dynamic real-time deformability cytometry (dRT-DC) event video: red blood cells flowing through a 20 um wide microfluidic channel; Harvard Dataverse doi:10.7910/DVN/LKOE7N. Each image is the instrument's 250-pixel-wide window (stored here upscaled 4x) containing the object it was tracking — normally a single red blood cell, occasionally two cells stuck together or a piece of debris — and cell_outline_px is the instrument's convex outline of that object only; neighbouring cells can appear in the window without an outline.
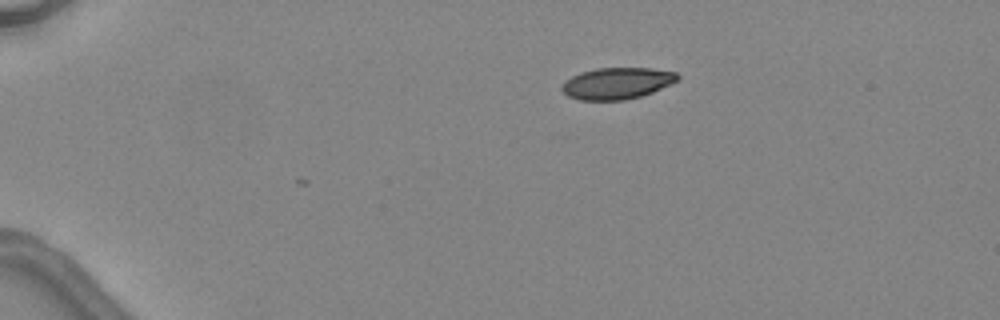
{"species": "common noctule bat (a hibernating species)", "species_latin": "Nyctalus noctula", "temperature_condition": "warm", "stored_images_in_passage": 2, "camera_frame_rate_fps": 3000, "um_per_image_px": 0.085, "animal": {"sex": "female", "body_mass_g": 24.6, "forearm_length_mm": 56.2}, "frame": {"image": 1, "passage_image": 2, "time_ms": 1.0, "image_size_px": [1000, 320], "cell_outline_px": [[680, 76], [676, 80], [652, 92], [640, 96], [624, 100], [580, 100], [568, 96], [560, 88], [564, 80], [580, 72], [596, 68], [652, 68], [676, 72]], "centroid_in_image_um": [52.39, 7.07], "position_along_channel_um": 32.6, "area_um2": 21.15}}